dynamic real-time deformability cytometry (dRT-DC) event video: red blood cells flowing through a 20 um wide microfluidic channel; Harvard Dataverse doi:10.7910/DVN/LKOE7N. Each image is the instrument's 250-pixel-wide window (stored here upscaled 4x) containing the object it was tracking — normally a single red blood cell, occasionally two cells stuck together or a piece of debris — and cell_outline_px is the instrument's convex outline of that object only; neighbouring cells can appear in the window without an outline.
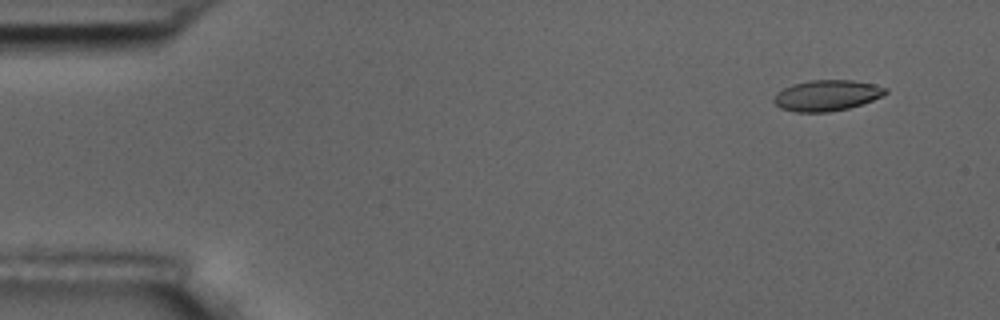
{"species": "common noctule bat (a hibernating species)", "species_latin": "Nyctalus noctula", "temperature_condition": "room temperature", "stored_images_in_passage": 7, "camera_frame_rate_fps": 3000, "um_per_image_px": 0.085, "animal": {"sex": "male", "body_mass_g": 17.5, "forearm_length_mm": 52.3}, "frame": {"image": 1, "passage_image": 2, "time_ms": 1.333, "image_size_px": [1000, 320], "cell_outline_px": [[888, 92], [872, 100], [848, 108], [828, 112], [796, 112], [780, 108], [772, 100], [776, 92], [792, 84], [812, 80], [852, 80], [872, 84], [888, 88]], "centroid_in_image_um": [70.24, 8.11], "position_along_channel_um": 14.8, "area_um2": 19.94}}
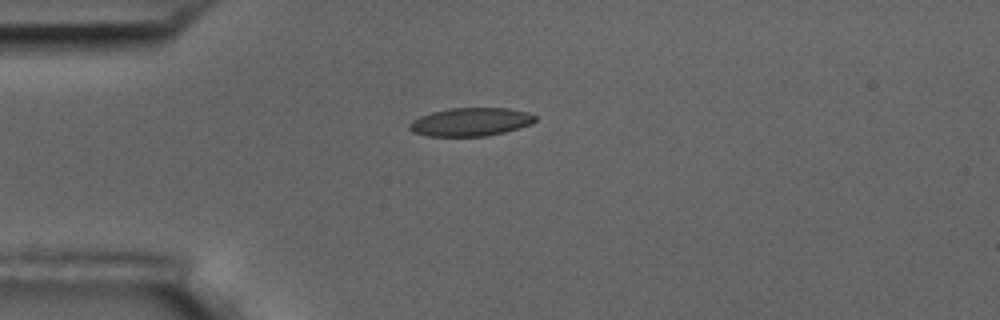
{"frame": {"image": 2, "passage_image": 5, "time_ms": 4.667, "image_size_px": [1000, 320], "cell_outline_px": [[536, 120], [532, 124], [504, 132], [484, 136], [428, 136], [412, 132], [408, 128], [408, 124], [412, 120], [420, 116], [432, 112], [448, 108], [508, 108], [528, 112], [536, 116]], "centroid_in_image_um": [39.99, 10.36], "position_along_channel_um": 45.0, "area_um2": 20.81}}